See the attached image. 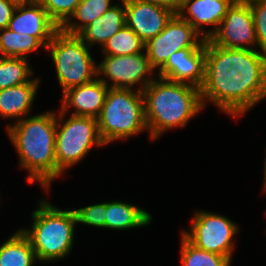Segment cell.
Instances as JSON below:
<instances>
[{
	"label": "cell",
	"instance_id": "ba28073f",
	"mask_svg": "<svg viewBox=\"0 0 266 266\" xmlns=\"http://www.w3.org/2000/svg\"><path fill=\"white\" fill-rule=\"evenodd\" d=\"M190 231L182 234L195 247L228 257L232 261L233 237L239 227L229 218L214 212L198 211L192 218Z\"/></svg>",
	"mask_w": 266,
	"mask_h": 266
},
{
	"label": "cell",
	"instance_id": "9c48e42d",
	"mask_svg": "<svg viewBox=\"0 0 266 266\" xmlns=\"http://www.w3.org/2000/svg\"><path fill=\"white\" fill-rule=\"evenodd\" d=\"M204 43L205 38L175 14L159 34L145 43V52L151 67L159 71L172 53L183 48L201 47Z\"/></svg>",
	"mask_w": 266,
	"mask_h": 266
},
{
	"label": "cell",
	"instance_id": "4316f807",
	"mask_svg": "<svg viewBox=\"0 0 266 266\" xmlns=\"http://www.w3.org/2000/svg\"><path fill=\"white\" fill-rule=\"evenodd\" d=\"M77 224H87L90 226L105 228L106 202L88 205L83 208L75 209Z\"/></svg>",
	"mask_w": 266,
	"mask_h": 266
},
{
	"label": "cell",
	"instance_id": "484cf974",
	"mask_svg": "<svg viewBox=\"0 0 266 266\" xmlns=\"http://www.w3.org/2000/svg\"><path fill=\"white\" fill-rule=\"evenodd\" d=\"M48 16L61 28L74 14L81 0H39Z\"/></svg>",
	"mask_w": 266,
	"mask_h": 266
},
{
	"label": "cell",
	"instance_id": "8992f818",
	"mask_svg": "<svg viewBox=\"0 0 266 266\" xmlns=\"http://www.w3.org/2000/svg\"><path fill=\"white\" fill-rule=\"evenodd\" d=\"M46 49L51 53L63 93L98 77L97 64L89 53L90 47L77 35L66 34L60 29Z\"/></svg>",
	"mask_w": 266,
	"mask_h": 266
},
{
	"label": "cell",
	"instance_id": "e0dca14e",
	"mask_svg": "<svg viewBox=\"0 0 266 266\" xmlns=\"http://www.w3.org/2000/svg\"><path fill=\"white\" fill-rule=\"evenodd\" d=\"M38 78L21 85L0 90V116L16 118V122L29 115L38 91Z\"/></svg>",
	"mask_w": 266,
	"mask_h": 266
},
{
	"label": "cell",
	"instance_id": "5b68a950",
	"mask_svg": "<svg viewBox=\"0 0 266 266\" xmlns=\"http://www.w3.org/2000/svg\"><path fill=\"white\" fill-rule=\"evenodd\" d=\"M97 124L105 145L148 130L143 93L109 87Z\"/></svg>",
	"mask_w": 266,
	"mask_h": 266
},
{
	"label": "cell",
	"instance_id": "30bf717a",
	"mask_svg": "<svg viewBox=\"0 0 266 266\" xmlns=\"http://www.w3.org/2000/svg\"><path fill=\"white\" fill-rule=\"evenodd\" d=\"M104 56V60L97 65V73L111 80L108 87L133 89L134 85L140 84L137 90L142 92L154 80L150 78L154 69L145 51L124 56Z\"/></svg>",
	"mask_w": 266,
	"mask_h": 266
},
{
	"label": "cell",
	"instance_id": "277c9868",
	"mask_svg": "<svg viewBox=\"0 0 266 266\" xmlns=\"http://www.w3.org/2000/svg\"><path fill=\"white\" fill-rule=\"evenodd\" d=\"M31 229H21L29 239L38 262H50L70 253L77 217L74 210H61L41 200L32 212Z\"/></svg>",
	"mask_w": 266,
	"mask_h": 266
},
{
	"label": "cell",
	"instance_id": "4fadbf2b",
	"mask_svg": "<svg viewBox=\"0 0 266 266\" xmlns=\"http://www.w3.org/2000/svg\"><path fill=\"white\" fill-rule=\"evenodd\" d=\"M158 77L201 88L205 79V43L172 53Z\"/></svg>",
	"mask_w": 266,
	"mask_h": 266
},
{
	"label": "cell",
	"instance_id": "9a60e30c",
	"mask_svg": "<svg viewBox=\"0 0 266 266\" xmlns=\"http://www.w3.org/2000/svg\"><path fill=\"white\" fill-rule=\"evenodd\" d=\"M8 28L17 33L37 37L46 47L60 27L48 16L39 1L18 4Z\"/></svg>",
	"mask_w": 266,
	"mask_h": 266
},
{
	"label": "cell",
	"instance_id": "8fae6325",
	"mask_svg": "<svg viewBox=\"0 0 266 266\" xmlns=\"http://www.w3.org/2000/svg\"><path fill=\"white\" fill-rule=\"evenodd\" d=\"M208 39L224 48L254 50L257 39L251 6L232 3L218 29Z\"/></svg>",
	"mask_w": 266,
	"mask_h": 266
},
{
	"label": "cell",
	"instance_id": "6da1fadb",
	"mask_svg": "<svg viewBox=\"0 0 266 266\" xmlns=\"http://www.w3.org/2000/svg\"><path fill=\"white\" fill-rule=\"evenodd\" d=\"M203 107L212 102L237 118L266 98V53L224 48L205 39V79L200 88Z\"/></svg>",
	"mask_w": 266,
	"mask_h": 266
},
{
	"label": "cell",
	"instance_id": "d4e9b609",
	"mask_svg": "<svg viewBox=\"0 0 266 266\" xmlns=\"http://www.w3.org/2000/svg\"><path fill=\"white\" fill-rule=\"evenodd\" d=\"M180 261L182 266H230L231 260L219 254L201 250L181 237Z\"/></svg>",
	"mask_w": 266,
	"mask_h": 266
},
{
	"label": "cell",
	"instance_id": "7a4b0ae2",
	"mask_svg": "<svg viewBox=\"0 0 266 266\" xmlns=\"http://www.w3.org/2000/svg\"><path fill=\"white\" fill-rule=\"evenodd\" d=\"M56 124L57 114L50 111L25 117L6 127L18 153L19 165L30 172L26 181L38 182L47 191L57 178Z\"/></svg>",
	"mask_w": 266,
	"mask_h": 266
},
{
	"label": "cell",
	"instance_id": "83f0119b",
	"mask_svg": "<svg viewBox=\"0 0 266 266\" xmlns=\"http://www.w3.org/2000/svg\"><path fill=\"white\" fill-rule=\"evenodd\" d=\"M251 6L257 46L266 53V0L253 3Z\"/></svg>",
	"mask_w": 266,
	"mask_h": 266
},
{
	"label": "cell",
	"instance_id": "5bb4252c",
	"mask_svg": "<svg viewBox=\"0 0 266 266\" xmlns=\"http://www.w3.org/2000/svg\"><path fill=\"white\" fill-rule=\"evenodd\" d=\"M107 79L97 77L94 81L65 91L61 99L60 110L71 115L98 118L109 90Z\"/></svg>",
	"mask_w": 266,
	"mask_h": 266
},
{
	"label": "cell",
	"instance_id": "603a6c76",
	"mask_svg": "<svg viewBox=\"0 0 266 266\" xmlns=\"http://www.w3.org/2000/svg\"><path fill=\"white\" fill-rule=\"evenodd\" d=\"M102 53L110 56H124L145 51V43L126 25L103 45Z\"/></svg>",
	"mask_w": 266,
	"mask_h": 266
},
{
	"label": "cell",
	"instance_id": "cb8c5ba5",
	"mask_svg": "<svg viewBox=\"0 0 266 266\" xmlns=\"http://www.w3.org/2000/svg\"><path fill=\"white\" fill-rule=\"evenodd\" d=\"M29 58L0 57V90L31 81ZM32 69V70H31Z\"/></svg>",
	"mask_w": 266,
	"mask_h": 266
},
{
	"label": "cell",
	"instance_id": "d6986e66",
	"mask_svg": "<svg viewBox=\"0 0 266 266\" xmlns=\"http://www.w3.org/2000/svg\"><path fill=\"white\" fill-rule=\"evenodd\" d=\"M152 216L144 209L122 201L106 202L105 228L129 230L149 225Z\"/></svg>",
	"mask_w": 266,
	"mask_h": 266
},
{
	"label": "cell",
	"instance_id": "d6a6232c",
	"mask_svg": "<svg viewBox=\"0 0 266 266\" xmlns=\"http://www.w3.org/2000/svg\"><path fill=\"white\" fill-rule=\"evenodd\" d=\"M264 188L263 190L266 191V159H265V163H264Z\"/></svg>",
	"mask_w": 266,
	"mask_h": 266
},
{
	"label": "cell",
	"instance_id": "f1b7e54d",
	"mask_svg": "<svg viewBox=\"0 0 266 266\" xmlns=\"http://www.w3.org/2000/svg\"><path fill=\"white\" fill-rule=\"evenodd\" d=\"M17 4L10 0H0V30L8 28Z\"/></svg>",
	"mask_w": 266,
	"mask_h": 266
},
{
	"label": "cell",
	"instance_id": "44dd1931",
	"mask_svg": "<svg viewBox=\"0 0 266 266\" xmlns=\"http://www.w3.org/2000/svg\"><path fill=\"white\" fill-rule=\"evenodd\" d=\"M46 46L35 36L17 33L9 28L0 30V57L28 58V53Z\"/></svg>",
	"mask_w": 266,
	"mask_h": 266
},
{
	"label": "cell",
	"instance_id": "2e32d148",
	"mask_svg": "<svg viewBox=\"0 0 266 266\" xmlns=\"http://www.w3.org/2000/svg\"><path fill=\"white\" fill-rule=\"evenodd\" d=\"M231 5L230 0H183L177 14L189 22L202 37L208 39L218 29ZM203 25L214 27L206 32Z\"/></svg>",
	"mask_w": 266,
	"mask_h": 266
},
{
	"label": "cell",
	"instance_id": "ac0fdd59",
	"mask_svg": "<svg viewBox=\"0 0 266 266\" xmlns=\"http://www.w3.org/2000/svg\"><path fill=\"white\" fill-rule=\"evenodd\" d=\"M116 3L102 16L93 20L77 36L90 48L96 44L103 46L116 32L126 25L124 0Z\"/></svg>",
	"mask_w": 266,
	"mask_h": 266
},
{
	"label": "cell",
	"instance_id": "f546056e",
	"mask_svg": "<svg viewBox=\"0 0 266 266\" xmlns=\"http://www.w3.org/2000/svg\"><path fill=\"white\" fill-rule=\"evenodd\" d=\"M173 10L176 14L183 0H140Z\"/></svg>",
	"mask_w": 266,
	"mask_h": 266
},
{
	"label": "cell",
	"instance_id": "1f68e13d",
	"mask_svg": "<svg viewBox=\"0 0 266 266\" xmlns=\"http://www.w3.org/2000/svg\"><path fill=\"white\" fill-rule=\"evenodd\" d=\"M10 1H12L18 5V4H30V3L37 2L39 0H10Z\"/></svg>",
	"mask_w": 266,
	"mask_h": 266
},
{
	"label": "cell",
	"instance_id": "4dcf8cb0",
	"mask_svg": "<svg viewBox=\"0 0 266 266\" xmlns=\"http://www.w3.org/2000/svg\"><path fill=\"white\" fill-rule=\"evenodd\" d=\"M263 1V0H235L237 4H245V5H252L253 3Z\"/></svg>",
	"mask_w": 266,
	"mask_h": 266
},
{
	"label": "cell",
	"instance_id": "ffe728a7",
	"mask_svg": "<svg viewBox=\"0 0 266 266\" xmlns=\"http://www.w3.org/2000/svg\"><path fill=\"white\" fill-rule=\"evenodd\" d=\"M35 262L31 243L20 229L0 246V266H32Z\"/></svg>",
	"mask_w": 266,
	"mask_h": 266
},
{
	"label": "cell",
	"instance_id": "7c38bea8",
	"mask_svg": "<svg viewBox=\"0 0 266 266\" xmlns=\"http://www.w3.org/2000/svg\"><path fill=\"white\" fill-rule=\"evenodd\" d=\"M126 26L144 43L159 34L176 14L173 10L140 0H124Z\"/></svg>",
	"mask_w": 266,
	"mask_h": 266
},
{
	"label": "cell",
	"instance_id": "7402d4cb",
	"mask_svg": "<svg viewBox=\"0 0 266 266\" xmlns=\"http://www.w3.org/2000/svg\"><path fill=\"white\" fill-rule=\"evenodd\" d=\"M113 5L111 0H81L76 7L74 14L70 19L60 28L64 33L70 35H78L84 28H86L93 20L102 16ZM78 19L71 21V19Z\"/></svg>",
	"mask_w": 266,
	"mask_h": 266
},
{
	"label": "cell",
	"instance_id": "52a82bcc",
	"mask_svg": "<svg viewBox=\"0 0 266 266\" xmlns=\"http://www.w3.org/2000/svg\"><path fill=\"white\" fill-rule=\"evenodd\" d=\"M55 137L57 177L86 157L93 146H104L97 119L71 115L66 121L63 111H58ZM64 122V123H63Z\"/></svg>",
	"mask_w": 266,
	"mask_h": 266
},
{
	"label": "cell",
	"instance_id": "3957f363",
	"mask_svg": "<svg viewBox=\"0 0 266 266\" xmlns=\"http://www.w3.org/2000/svg\"><path fill=\"white\" fill-rule=\"evenodd\" d=\"M157 79L142 91L151 140L174 127H186L204 108L200 88L161 77Z\"/></svg>",
	"mask_w": 266,
	"mask_h": 266
}]
</instances>
